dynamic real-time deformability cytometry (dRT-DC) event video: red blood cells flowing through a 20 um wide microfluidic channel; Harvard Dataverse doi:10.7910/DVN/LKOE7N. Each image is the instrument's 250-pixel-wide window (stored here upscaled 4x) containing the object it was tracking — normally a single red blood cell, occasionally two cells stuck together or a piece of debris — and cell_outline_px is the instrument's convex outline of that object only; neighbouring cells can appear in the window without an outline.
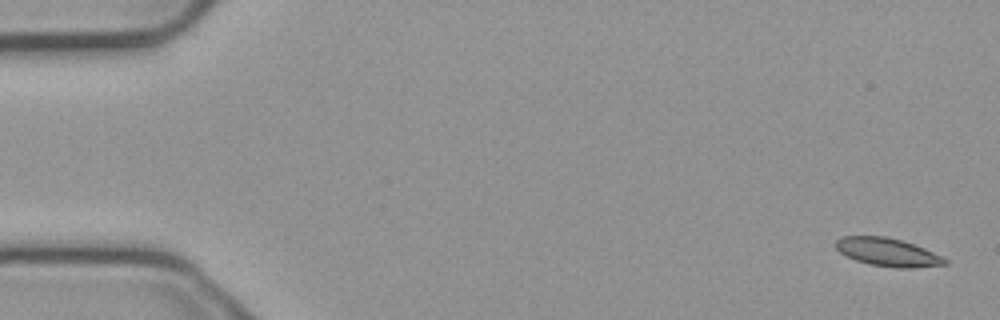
{"species": "common noctule bat (a hibernating species)", "species_latin": "Nyctalus noctula", "temperature_condition": "cold", "stored_images_in_passage": 5, "camera_frame_rate_fps": 3000, "um_per_image_px": 0.085, "animal": {"sex": "male", "body_mass_g": 23.1, "forearm_length_mm": 52.7}, "frame": {"image": 1, "passage_image": 1, "time_ms": 0.0, "image_size_px": [1000, 320], "cell_outline_px": [[948, 264], [912, 268], [896, 268], [868, 264], [856, 260], [840, 252], [836, 248], [836, 240], [840, 236], [884, 236], [900, 240], [924, 248], [948, 260]], "centroid_in_image_um": [75.44, 21.44], "position_along_channel_um": 9.6, "area_um2": 17.74}}
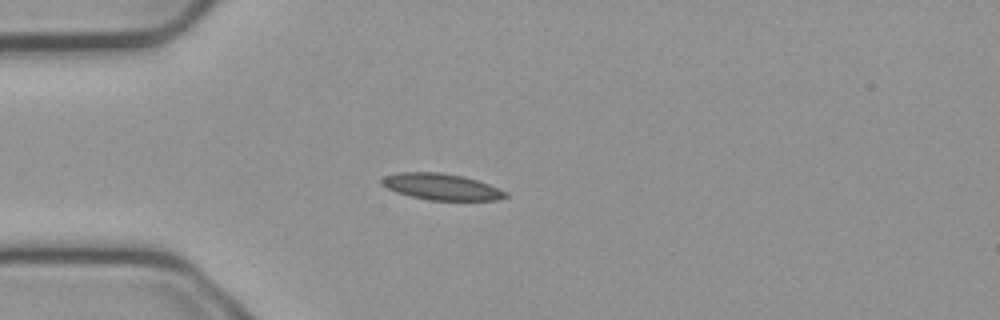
{"frame": {"image": 2, "passage_image": 4, "time_ms": 1.0, "image_size_px": [1000, 320], "cell_outline_px": [[508, 196], [496, 200], [428, 200], [396, 192], [380, 184], [380, 180], [384, 176], [396, 172], [440, 172], [464, 176], [488, 184], [508, 192]], "centroid_in_image_um": [37.5, 15.86], "position_along_channel_um": 47.5, "area_um2": 19.02}}